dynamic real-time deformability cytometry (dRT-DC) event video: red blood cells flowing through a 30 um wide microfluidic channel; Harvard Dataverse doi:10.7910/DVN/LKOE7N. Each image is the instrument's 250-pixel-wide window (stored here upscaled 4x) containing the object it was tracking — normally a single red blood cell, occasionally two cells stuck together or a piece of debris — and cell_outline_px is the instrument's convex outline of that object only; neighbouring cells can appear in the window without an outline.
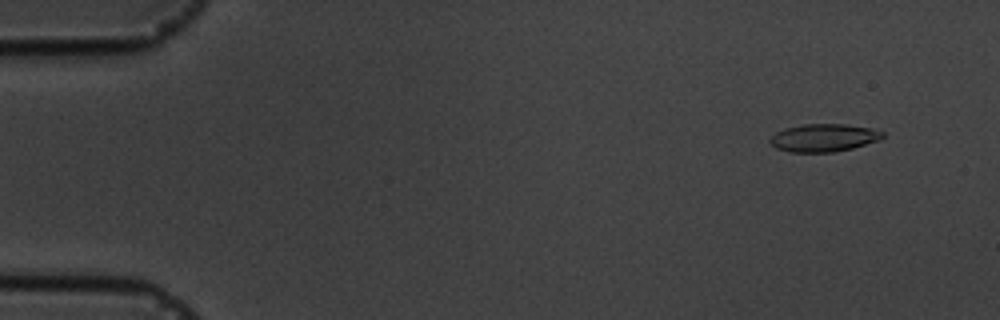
{"species": "common noctule bat (a hibernating species)", "species_latin": "Nyctalus noctula", "temperature_condition": "cold", "stored_images_in_passage": 13, "camera_frame_rate_fps": 3000, "um_per_image_px": 0.085, "animal": {"sex": "male", "body_mass_g": 19.5, "forearm_length_mm": 54.6}, "frame": {"image": 1, "passage_image": 2, "time_ms": 1.333, "image_size_px": [1000, 320], "cell_outline_px": [[884, 136], [880, 140], [852, 148], [832, 152], [788, 152], [776, 148], [768, 140], [776, 132], [784, 128], [804, 124], [848, 124], [872, 128], [884, 132]], "centroid_in_image_um": [70.02, 11.7], "position_along_channel_um": 15.0, "area_um2": 18.32}}
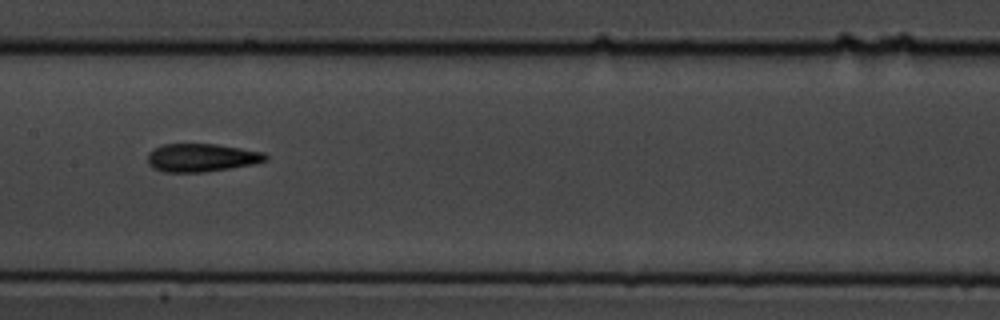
{"frame": {"image": 2, "passage_image": 9, "time_ms": 9.333, "image_size_px": [1000, 320], "cell_outline_px": [[268, 160], [252, 164], [204, 172], [164, 172], [152, 168], [148, 164], [148, 152], [152, 148], [164, 144], [216, 144], [264, 152], [268, 156]], "centroid_in_image_um": [17.09, 13.4], "position_along_channel_um": 190.3, "area_um2": 19.36}}
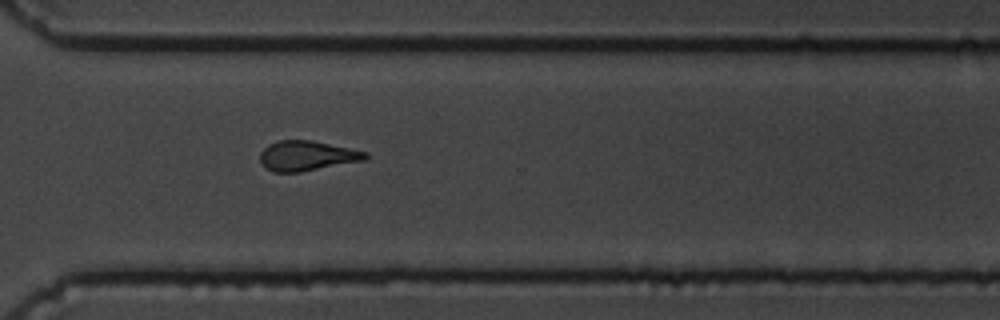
{"frame": {"image": 3, "passage_image": 13, "time_ms": 13.667, "image_size_px": [1000, 320], "cell_outline_px": [[368, 156], [364, 160], [300, 172], [272, 172], [260, 160], [260, 152], [268, 144], [280, 140], [312, 140], [368, 152]], "centroid_in_image_um": [26.08, 13.23], "position_along_channel_um": 344.5, "area_um2": 18.21}}